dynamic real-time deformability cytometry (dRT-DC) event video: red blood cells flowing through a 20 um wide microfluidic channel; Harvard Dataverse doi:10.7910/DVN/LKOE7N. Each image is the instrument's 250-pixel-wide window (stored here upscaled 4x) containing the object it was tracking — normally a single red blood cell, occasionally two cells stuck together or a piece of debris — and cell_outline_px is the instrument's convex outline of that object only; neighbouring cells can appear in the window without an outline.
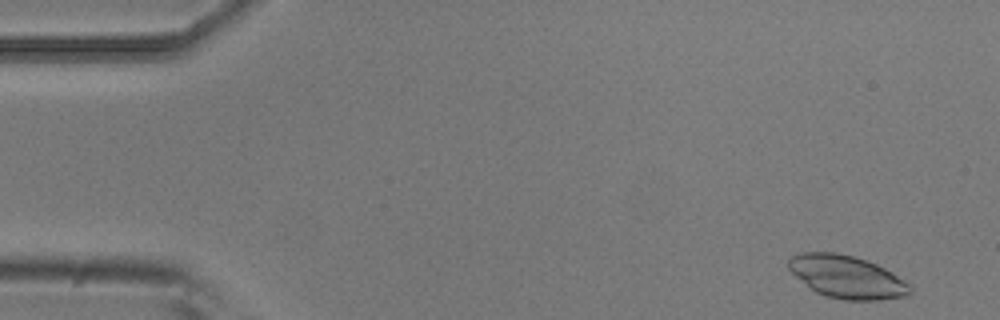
{"species": "common noctule bat (a hibernating species)", "species_latin": "Nyctalus noctula", "temperature_condition": "room temperature", "stored_images_in_passage": 7, "camera_frame_rate_fps": 3000, "um_per_image_px": 0.085, "animal": {"sex": "male", "body_mass_g": 20.5, "forearm_length_mm": 52.5}, "frame": {"image": 1, "passage_image": 1, "time_ms": 0.0, "image_size_px": [1000, 320], "cell_outline_px": [[912, 292], [908, 296], [880, 300], [844, 300], [828, 296], [816, 292], [796, 276], [788, 268], [788, 256], [804, 252], [836, 252], [852, 256], [876, 264], [892, 272], [912, 284]], "centroid_in_image_um": [72.02, 23.54], "position_along_channel_um": 13.0, "area_um2": 30.29}}